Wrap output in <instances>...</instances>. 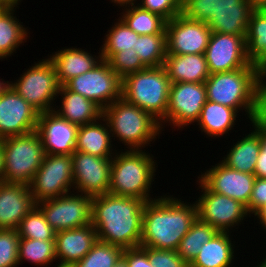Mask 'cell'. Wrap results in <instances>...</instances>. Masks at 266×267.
I'll return each mask as SVG.
<instances>
[{
    "instance_id": "cell-1",
    "label": "cell",
    "mask_w": 266,
    "mask_h": 267,
    "mask_svg": "<svg viewBox=\"0 0 266 267\" xmlns=\"http://www.w3.org/2000/svg\"><path fill=\"white\" fill-rule=\"evenodd\" d=\"M145 201L110 193L92 198L91 224L98 240L123 249L140 247Z\"/></svg>"
},
{
    "instance_id": "cell-2",
    "label": "cell",
    "mask_w": 266,
    "mask_h": 267,
    "mask_svg": "<svg viewBox=\"0 0 266 267\" xmlns=\"http://www.w3.org/2000/svg\"><path fill=\"white\" fill-rule=\"evenodd\" d=\"M172 196H157V199L145 202L140 247L176 251L180 240L197 219L195 202L189 204Z\"/></svg>"
},
{
    "instance_id": "cell-3",
    "label": "cell",
    "mask_w": 266,
    "mask_h": 267,
    "mask_svg": "<svg viewBox=\"0 0 266 267\" xmlns=\"http://www.w3.org/2000/svg\"><path fill=\"white\" fill-rule=\"evenodd\" d=\"M204 83L209 101L244 110L250 121L265 113V86L257 66L210 74Z\"/></svg>"
},
{
    "instance_id": "cell-4",
    "label": "cell",
    "mask_w": 266,
    "mask_h": 267,
    "mask_svg": "<svg viewBox=\"0 0 266 267\" xmlns=\"http://www.w3.org/2000/svg\"><path fill=\"white\" fill-rule=\"evenodd\" d=\"M120 152H116L112 157L108 193L145 202L157 199L156 196L150 197L157 169L154 156L145 150L125 149Z\"/></svg>"
},
{
    "instance_id": "cell-5",
    "label": "cell",
    "mask_w": 266,
    "mask_h": 267,
    "mask_svg": "<svg viewBox=\"0 0 266 267\" xmlns=\"http://www.w3.org/2000/svg\"><path fill=\"white\" fill-rule=\"evenodd\" d=\"M112 138H117L128 150H142L162 133L157 119L150 113L130 104L123 98L115 100L103 110Z\"/></svg>"
},
{
    "instance_id": "cell-6",
    "label": "cell",
    "mask_w": 266,
    "mask_h": 267,
    "mask_svg": "<svg viewBox=\"0 0 266 267\" xmlns=\"http://www.w3.org/2000/svg\"><path fill=\"white\" fill-rule=\"evenodd\" d=\"M254 7L251 0H182L181 14L206 22L212 32L247 35Z\"/></svg>"
},
{
    "instance_id": "cell-7",
    "label": "cell",
    "mask_w": 266,
    "mask_h": 267,
    "mask_svg": "<svg viewBox=\"0 0 266 267\" xmlns=\"http://www.w3.org/2000/svg\"><path fill=\"white\" fill-rule=\"evenodd\" d=\"M170 84L164 66L146 67L122 79V98L160 122L167 113Z\"/></svg>"
},
{
    "instance_id": "cell-8",
    "label": "cell",
    "mask_w": 266,
    "mask_h": 267,
    "mask_svg": "<svg viewBox=\"0 0 266 267\" xmlns=\"http://www.w3.org/2000/svg\"><path fill=\"white\" fill-rule=\"evenodd\" d=\"M3 147L2 181L29 186L45 156L37 131L0 140Z\"/></svg>"
},
{
    "instance_id": "cell-9",
    "label": "cell",
    "mask_w": 266,
    "mask_h": 267,
    "mask_svg": "<svg viewBox=\"0 0 266 267\" xmlns=\"http://www.w3.org/2000/svg\"><path fill=\"white\" fill-rule=\"evenodd\" d=\"M33 65L10 86L39 113L53 111L60 87L54 64L46 58Z\"/></svg>"
},
{
    "instance_id": "cell-10",
    "label": "cell",
    "mask_w": 266,
    "mask_h": 267,
    "mask_svg": "<svg viewBox=\"0 0 266 267\" xmlns=\"http://www.w3.org/2000/svg\"><path fill=\"white\" fill-rule=\"evenodd\" d=\"M72 155L45 154L40 168L29 184L34 202L71 193L73 188Z\"/></svg>"
},
{
    "instance_id": "cell-11",
    "label": "cell",
    "mask_w": 266,
    "mask_h": 267,
    "mask_svg": "<svg viewBox=\"0 0 266 267\" xmlns=\"http://www.w3.org/2000/svg\"><path fill=\"white\" fill-rule=\"evenodd\" d=\"M64 86L92 100L102 110L122 98V79L107 60H102L91 71L70 79Z\"/></svg>"
},
{
    "instance_id": "cell-12",
    "label": "cell",
    "mask_w": 266,
    "mask_h": 267,
    "mask_svg": "<svg viewBox=\"0 0 266 267\" xmlns=\"http://www.w3.org/2000/svg\"><path fill=\"white\" fill-rule=\"evenodd\" d=\"M206 101L205 83H171L167 113L159 122L162 131H164L166 123L177 127L179 130L197 122Z\"/></svg>"
},
{
    "instance_id": "cell-13",
    "label": "cell",
    "mask_w": 266,
    "mask_h": 267,
    "mask_svg": "<svg viewBox=\"0 0 266 267\" xmlns=\"http://www.w3.org/2000/svg\"><path fill=\"white\" fill-rule=\"evenodd\" d=\"M202 195L195 201L197 217L219 232H230L248 217L246 206L226 195L210 191L199 179Z\"/></svg>"
},
{
    "instance_id": "cell-14",
    "label": "cell",
    "mask_w": 266,
    "mask_h": 267,
    "mask_svg": "<svg viewBox=\"0 0 266 267\" xmlns=\"http://www.w3.org/2000/svg\"><path fill=\"white\" fill-rule=\"evenodd\" d=\"M72 192L36 204L56 232L86 226L91 223L93 197L76 194L75 191Z\"/></svg>"
},
{
    "instance_id": "cell-15",
    "label": "cell",
    "mask_w": 266,
    "mask_h": 267,
    "mask_svg": "<svg viewBox=\"0 0 266 267\" xmlns=\"http://www.w3.org/2000/svg\"><path fill=\"white\" fill-rule=\"evenodd\" d=\"M166 54H204L211 29L206 22L186 19L182 14L166 23Z\"/></svg>"
},
{
    "instance_id": "cell-16",
    "label": "cell",
    "mask_w": 266,
    "mask_h": 267,
    "mask_svg": "<svg viewBox=\"0 0 266 267\" xmlns=\"http://www.w3.org/2000/svg\"><path fill=\"white\" fill-rule=\"evenodd\" d=\"M72 161L73 191L91 197L109 192L112 158L75 151Z\"/></svg>"
},
{
    "instance_id": "cell-17",
    "label": "cell",
    "mask_w": 266,
    "mask_h": 267,
    "mask_svg": "<svg viewBox=\"0 0 266 267\" xmlns=\"http://www.w3.org/2000/svg\"><path fill=\"white\" fill-rule=\"evenodd\" d=\"M246 35L212 32L204 53L210 74L256 66L246 55Z\"/></svg>"
},
{
    "instance_id": "cell-18",
    "label": "cell",
    "mask_w": 266,
    "mask_h": 267,
    "mask_svg": "<svg viewBox=\"0 0 266 267\" xmlns=\"http://www.w3.org/2000/svg\"><path fill=\"white\" fill-rule=\"evenodd\" d=\"M39 114L10 86L0 96V140L36 131Z\"/></svg>"
},
{
    "instance_id": "cell-19",
    "label": "cell",
    "mask_w": 266,
    "mask_h": 267,
    "mask_svg": "<svg viewBox=\"0 0 266 267\" xmlns=\"http://www.w3.org/2000/svg\"><path fill=\"white\" fill-rule=\"evenodd\" d=\"M198 179L212 192L226 195L247 206L255 183V175L240 172L222 161L201 173Z\"/></svg>"
},
{
    "instance_id": "cell-20",
    "label": "cell",
    "mask_w": 266,
    "mask_h": 267,
    "mask_svg": "<svg viewBox=\"0 0 266 267\" xmlns=\"http://www.w3.org/2000/svg\"><path fill=\"white\" fill-rule=\"evenodd\" d=\"M79 126L70 123L55 111L39 114L36 131L40 135L45 154L72 155L75 152Z\"/></svg>"
},
{
    "instance_id": "cell-21",
    "label": "cell",
    "mask_w": 266,
    "mask_h": 267,
    "mask_svg": "<svg viewBox=\"0 0 266 267\" xmlns=\"http://www.w3.org/2000/svg\"><path fill=\"white\" fill-rule=\"evenodd\" d=\"M35 205L29 186L2 181L0 183V229L17 230L22 219Z\"/></svg>"
},
{
    "instance_id": "cell-22",
    "label": "cell",
    "mask_w": 266,
    "mask_h": 267,
    "mask_svg": "<svg viewBox=\"0 0 266 267\" xmlns=\"http://www.w3.org/2000/svg\"><path fill=\"white\" fill-rule=\"evenodd\" d=\"M97 232L90 223L86 226L61 230L55 236V254L59 264H75L84 258L97 242Z\"/></svg>"
},
{
    "instance_id": "cell-23",
    "label": "cell",
    "mask_w": 266,
    "mask_h": 267,
    "mask_svg": "<svg viewBox=\"0 0 266 267\" xmlns=\"http://www.w3.org/2000/svg\"><path fill=\"white\" fill-rule=\"evenodd\" d=\"M99 55H93L82 48H63L56 51L48 58L54 64L59 85H64L70 79L79 76L85 72L91 71L103 59ZM98 56V57H97Z\"/></svg>"
},
{
    "instance_id": "cell-24",
    "label": "cell",
    "mask_w": 266,
    "mask_h": 267,
    "mask_svg": "<svg viewBox=\"0 0 266 267\" xmlns=\"http://www.w3.org/2000/svg\"><path fill=\"white\" fill-rule=\"evenodd\" d=\"M111 139L112 135L109 124L102 116L95 122L79 126L75 151H81L101 158H112L117 150L112 149L114 147H112Z\"/></svg>"
},
{
    "instance_id": "cell-25",
    "label": "cell",
    "mask_w": 266,
    "mask_h": 267,
    "mask_svg": "<svg viewBox=\"0 0 266 267\" xmlns=\"http://www.w3.org/2000/svg\"><path fill=\"white\" fill-rule=\"evenodd\" d=\"M61 96V107L54 109L59 116L78 126L97 121L102 117L103 110L92 100L67 89L59 87L58 96Z\"/></svg>"
},
{
    "instance_id": "cell-26",
    "label": "cell",
    "mask_w": 266,
    "mask_h": 267,
    "mask_svg": "<svg viewBox=\"0 0 266 267\" xmlns=\"http://www.w3.org/2000/svg\"><path fill=\"white\" fill-rule=\"evenodd\" d=\"M164 67L171 83H204L210 75L204 54H166Z\"/></svg>"
},
{
    "instance_id": "cell-27",
    "label": "cell",
    "mask_w": 266,
    "mask_h": 267,
    "mask_svg": "<svg viewBox=\"0 0 266 267\" xmlns=\"http://www.w3.org/2000/svg\"><path fill=\"white\" fill-rule=\"evenodd\" d=\"M232 232H218L200 249L189 267H230L233 266L234 247L230 238Z\"/></svg>"
},
{
    "instance_id": "cell-28",
    "label": "cell",
    "mask_w": 266,
    "mask_h": 267,
    "mask_svg": "<svg viewBox=\"0 0 266 267\" xmlns=\"http://www.w3.org/2000/svg\"><path fill=\"white\" fill-rule=\"evenodd\" d=\"M238 112L235 109L207 100L204 104L197 124L201 132L208 137H222L236 125Z\"/></svg>"
},
{
    "instance_id": "cell-29",
    "label": "cell",
    "mask_w": 266,
    "mask_h": 267,
    "mask_svg": "<svg viewBox=\"0 0 266 267\" xmlns=\"http://www.w3.org/2000/svg\"><path fill=\"white\" fill-rule=\"evenodd\" d=\"M245 39L247 58L263 70L266 67V7L251 13Z\"/></svg>"
},
{
    "instance_id": "cell-30",
    "label": "cell",
    "mask_w": 266,
    "mask_h": 267,
    "mask_svg": "<svg viewBox=\"0 0 266 267\" xmlns=\"http://www.w3.org/2000/svg\"><path fill=\"white\" fill-rule=\"evenodd\" d=\"M231 146L222 162L240 172L254 174L257 157L260 151L259 136L253 131Z\"/></svg>"
},
{
    "instance_id": "cell-31",
    "label": "cell",
    "mask_w": 266,
    "mask_h": 267,
    "mask_svg": "<svg viewBox=\"0 0 266 267\" xmlns=\"http://www.w3.org/2000/svg\"><path fill=\"white\" fill-rule=\"evenodd\" d=\"M16 8H0V59L14 55L20 45L27 41L28 29L15 15ZM23 43V44H22ZM13 53V54H12Z\"/></svg>"
},
{
    "instance_id": "cell-32",
    "label": "cell",
    "mask_w": 266,
    "mask_h": 267,
    "mask_svg": "<svg viewBox=\"0 0 266 267\" xmlns=\"http://www.w3.org/2000/svg\"><path fill=\"white\" fill-rule=\"evenodd\" d=\"M123 8L119 18L138 35L166 34L167 20L162 16L135 4Z\"/></svg>"
},
{
    "instance_id": "cell-33",
    "label": "cell",
    "mask_w": 266,
    "mask_h": 267,
    "mask_svg": "<svg viewBox=\"0 0 266 267\" xmlns=\"http://www.w3.org/2000/svg\"><path fill=\"white\" fill-rule=\"evenodd\" d=\"M219 231L198 217L192 223L188 233L180 240L177 253L190 264L200 252L201 247L210 241Z\"/></svg>"
},
{
    "instance_id": "cell-34",
    "label": "cell",
    "mask_w": 266,
    "mask_h": 267,
    "mask_svg": "<svg viewBox=\"0 0 266 267\" xmlns=\"http://www.w3.org/2000/svg\"><path fill=\"white\" fill-rule=\"evenodd\" d=\"M35 265L47 266L56 260L55 240L20 238L18 246V265L24 261ZM21 262V263H20Z\"/></svg>"
},
{
    "instance_id": "cell-35",
    "label": "cell",
    "mask_w": 266,
    "mask_h": 267,
    "mask_svg": "<svg viewBox=\"0 0 266 267\" xmlns=\"http://www.w3.org/2000/svg\"><path fill=\"white\" fill-rule=\"evenodd\" d=\"M139 35L124 24L118 18V21L112 25L111 29L105 35L102 47L99 48L103 60H109L116 52L135 48Z\"/></svg>"
},
{
    "instance_id": "cell-36",
    "label": "cell",
    "mask_w": 266,
    "mask_h": 267,
    "mask_svg": "<svg viewBox=\"0 0 266 267\" xmlns=\"http://www.w3.org/2000/svg\"><path fill=\"white\" fill-rule=\"evenodd\" d=\"M133 49L146 67L164 66L166 34L139 35Z\"/></svg>"
},
{
    "instance_id": "cell-37",
    "label": "cell",
    "mask_w": 266,
    "mask_h": 267,
    "mask_svg": "<svg viewBox=\"0 0 266 267\" xmlns=\"http://www.w3.org/2000/svg\"><path fill=\"white\" fill-rule=\"evenodd\" d=\"M17 230L20 238L48 241L55 240L56 236V231L37 205L22 219Z\"/></svg>"
},
{
    "instance_id": "cell-38",
    "label": "cell",
    "mask_w": 266,
    "mask_h": 267,
    "mask_svg": "<svg viewBox=\"0 0 266 267\" xmlns=\"http://www.w3.org/2000/svg\"><path fill=\"white\" fill-rule=\"evenodd\" d=\"M123 252L124 249L119 246L97 240L84 258L74 265L75 267H113L123 256Z\"/></svg>"
},
{
    "instance_id": "cell-39",
    "label": "cell",
    "mask_w": 266,
    "mask_h": 267,
    "mask_svg": "<svg viewBox=\"0 0 266 267\" xmlns=\"http://www.w3.org/2000/svg\"><path fill=\"white\" fill-rule=\"evenodd\" d=\"M108 63L121 79L146 68L133 48L116 52Z\"/></svg>"
},
{
    "instance_id": "cell-40",
    "label": "cell",
    "mask_w": 266,
    "mask_h": 267,
    "mask_svg": "<svg viewBox=\"0 0 266 267\" xmlns=\"http://www.w3.org/2000/svg\"><path fill=\"white\" fill-rule=\"evenodd\" d=\"M19 233L15 229H0V267H17Z\"/></svg>"
},
{
    "instance_id": "cell-41",
    "label": "cell",
    "mask_w": 266,
    "mask_h": 267,
    "mask_svg": "<svg viewBox=\"0 0 266 267\" xmlns=\"http://www.w3.org/2000/svg\"><path fill=\"white\" fill-rule=\"evenodd\" d=\"M148 255L153 267H189V264L173 250L141 247Z\"/></svg>"
},
{
    "instance_id": "cell-42",
    "label": "cell",
    "mask_w": 266,
    "mask_h": 267,
    "mask_svg": "<svg viewBox=\"0 0 266 267\" xmlns=\"http://www.w3.org/2000/svg\"><path fill=\"white\" fill-rule=\"evenodd\" d=\"M182 0H140L138 5L140 8L149 12L158 14L167 21L181 15Z\"/></svg>"
},
{
    "instance_id": "cell-43",
    "label": "cell",
    "mask_w": 266,
    "mask_h": 267,
    "mask_svg": "<svg viewBox=\"0 0 266 267\" xmlns=\"http://www.w3.org/2000/svg\"><path fill=\"white\" fill-rule=\"evenodd\" d=\"M253 131L259 136L260 151L256 161L254 175L266 178V113L251 120Z\"/></svg>"
},
{
    "instance_id": "cell-44",
    "label": "cell",
    "mask_w": 266,
    "mask_h": 267,
    "mask_svg": "<svg viewBox=\"0 0 266 267\" xmlns=\"http://www.w3.org/2000/svg\"><path fill=\"white\" fill-rule=\"evenodd\" d=\"M266 205V178H255L249 204L246 206L249 217L254 216Z\"/></svg>"
},
{
    "instance_id": "cell-45",
    "label": "cell",
    "mask_w": 266,
    "mask_h": 267,
    "mask_svg": "<svg viewBox=\"0 0 266 267\" xmlns=\"http://www.w3.org/2000/svg\"><path fill=\"white\" fill-rule=\"evenodd\" d=\"M128 267H153L147 253L141 248L124 249L122 256Z\"/></svg>"
},
{
    "instance_id": "cell-46",
    "label": "cell",
    "mask_w": 266,
    "mask_h": 267,
    "mask_svg": "<svg viewBox=\"0 0 266 267\" xmlns=\"http://www.w3.org/2000/svg\"><path fill=\"white\" fill-rule=\"evenodd\" d=\"M254 218H257L258 223L265 229L266 231V205L255 215Z\"/></svg>"
},
{
    "instance_id": "cell-47",
    "label": "cell",
    "mask_w": 266,
    "mask_h": 267,
    "mask_svg": "<svg viewBox=\"0 0 266 267\" xmlns=\"http://www.w3.org/2000/svg\"><path fill=\"white\" fill-rule=\"evenodd\" d=\"M22 0H0V8H17Z\"/></svg>"
},
{
    "instance_id": "cell-48",
    "label": "cell",
    "mask_w": 266,
    "mask_h": 267,
    "mask_svg": "<svg viewBox=\"0 0 266 267\" xmlns=\"http://www.w3.org/2000/svg\"><path fill=\"white\" fill-rule=\"evenodd\" d=\"M112 3L114 2L118 6L126 7L130 6L131 4H136L137 0H110Z\"/></svg>"
},
{
    "instance_id": "cell-49",
    "label": "cell",
    "mask_w": 266,
    "mask_h": 267,
    "mask_svg": "<svg viewBox=\"0 0 266 267\" xmlns=\"http://www.w3.org/2000/svg\"><path fill=\"white\" fill-rule=\"evenodd\" d=\"M3 147L2 144L0 142V180L2 181V175L4 172V164H3Z\"/></svg>"
},
{
    "instance_id": "cell-50",
    "label": "cell",
    "mask_w": 266,
    "mask_h": 267,
    "mask_svg": "<svg viewBox=\"0 0 266 267\" xmlns=\"http://www.w3.org/2000/svg\"><path fill=\"white\" fill-rule=\"evenodd\" d=\"M0 79V96L10 87L9 81H4V79L1 81Z\"/></svg>"
},
{
    "instance_id": "cell-51",
    "label": "cell",
    "mask_w": 266,
    "mask_h": 267,
    "mask_svg": "<svg viewBox=\"0 0 266 267\" xmlns=\"http://www.w3.org/2000/svg\"><path fill=\"white\" fill-rule=\"evenodd\" d=\"M254 9L266 7V0H251Z\"/></svg>"
},
{
    "instance_id": "cell-52",
    "label": "cell",
    "mask_w": 266,
    "mask_h": 267,
    "mask_svg": "<svg viewBox=\"0 0 266 267\" xmlns=\"http://www.w3.org/2000/svg\"><path fill=\"white\" fill-rule=\"evenodd\" d=\"M113 267H128L127 261L121 257Z\"/></svg>"
},
{
    "instance_id": "cell-53",
    "label": "cell",
    "mask_w": 266,
    "mask_h": 267,
    "mask_svg": "<svg viewBox=\"0 0 266 267\" xmlns=\"http://www.w3.org/2000/svg\"><path fill=\"white\" fill-rule=\"evenodd\" d=\"M256 267H266V258L265 259L263 258V260L260 261V264L258 263V266H256Z\"/></svg>"
},
{
    "instance_id": "cell-54",
    "label": "cell",
    "mask_w": 266,
    "mask_h": 267,
    "mask_svg": "<svg viewBox=\"0 0 266 267\" xmlns=\"http://www.w3.org/2000/svg\"><path fill=\"white\" fill-rule=\"evenodd\" d=\"M56 267H75V265H71V264H57V266Z\"/></svg>"
},
{
    "instance_id": "cell-55",
    "label": "cell",
    "mask_w": 266,
    "mask_h": 267,
    "mask_svg": "<svg viewBox=\"0 0 266 267\" xmlns=\"http://www.w3.org/2000/svg\"><path fill=\"white\" fill-rule=\"evenodd\" d=\"M262 78H263V81H265V79H266V67L262 70Z\"/></svg>"
},
{
    "instance_id": "cell-56",
    "label": "cell",
    "mask_w": 266,
    "mask_h": 267,
    "mask_svg": "<svg viewBox=\"0 0 266 267\" xmlns=\"http://www.w3.org/2000/svg\"><path fill=\"white\" fill-rule=\"evenodd\" d=\"M264 86H265V113H266V81H263Z\"/></svg>"
}]
</instances>
